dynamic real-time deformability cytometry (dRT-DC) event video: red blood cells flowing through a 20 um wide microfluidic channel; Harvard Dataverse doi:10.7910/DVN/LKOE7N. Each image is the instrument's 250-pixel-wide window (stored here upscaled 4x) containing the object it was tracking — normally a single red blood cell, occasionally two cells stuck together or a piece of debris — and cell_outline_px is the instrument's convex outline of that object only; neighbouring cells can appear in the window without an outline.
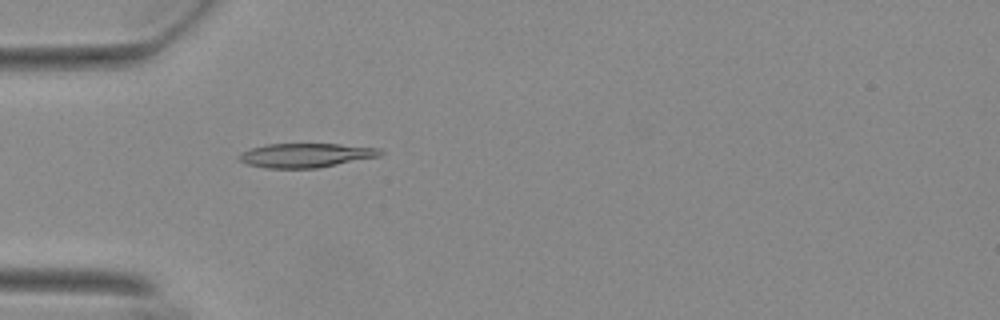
{"species": "Egyptian fruit bat (a non-hibernating species)", "species_latin": "Rousettus aegyptiacus", "temperature_condition": "warm", "stored_images_in_passage": 17, "camera_frame_rate_fps": 3000, "um_per_image_px": 0.085, "animal": {"sex": "female"}, "frame": {"image": 1, "passage_image": 4, "time_ms": 1.0, "image_size_px": [1000, 320], "cell_outline_px": [[384, 152], [380, 156], [316, 168], [264, 168], [248, 164], [240, 160], [236, 156], [240, 152], [264, 144], [340, 144], [380, 148]], "centroid_in_image_um": [25.97, 13.19], "position_along_channel_um": 59.0, "area_um2": 19.88}}
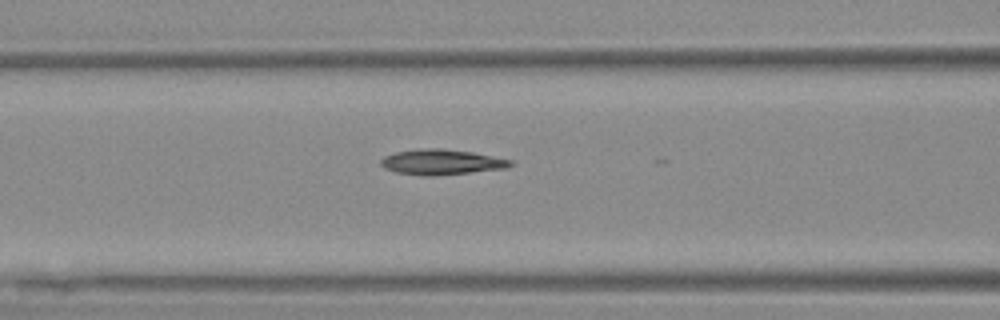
{"frame": {"image": 2, "passage_image": 10, "time_ms": 3.0, "image_size_px": [1000, 320], "cell_outline_px": [[516, 164], [508, 168], [428, 176], [396, 172], [384, 168], [380, 164], [380, 160], [384, 156], [396, 152], [416, 148], [440, 148], [472, 152], [512, 160]], "centroid_in_image_um": [37.52, 13.76], "position_along_channel_um": 129.1, "area_um2": 19.07}}
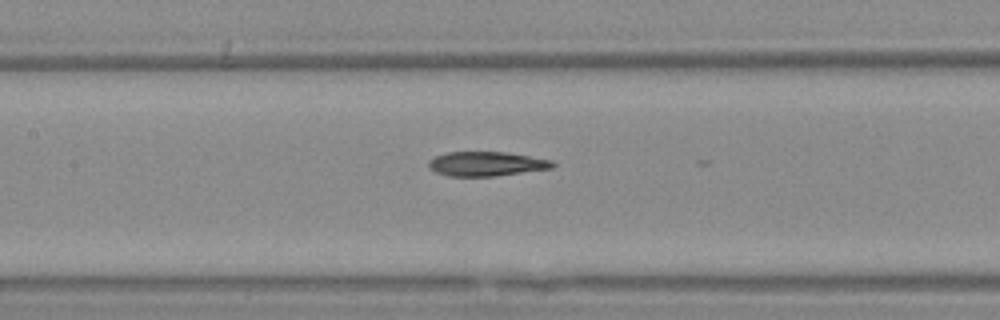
{"frame": {"image": 3, "passage_image": 13, "time_ms": 4.0, "image_size_px": [1000, 320], "cell_outline_px": [[556, 164], [552, 168], [496, 176], [448, 176], [436, 172], [428, 168], [428, 160], [436, 156], [448, 152], [504, 152], [552, 160]], "centroid_in_image_um": [41.32, 13.93], "position_along_channel_um": 166.1, "area_um2": 17.57}}